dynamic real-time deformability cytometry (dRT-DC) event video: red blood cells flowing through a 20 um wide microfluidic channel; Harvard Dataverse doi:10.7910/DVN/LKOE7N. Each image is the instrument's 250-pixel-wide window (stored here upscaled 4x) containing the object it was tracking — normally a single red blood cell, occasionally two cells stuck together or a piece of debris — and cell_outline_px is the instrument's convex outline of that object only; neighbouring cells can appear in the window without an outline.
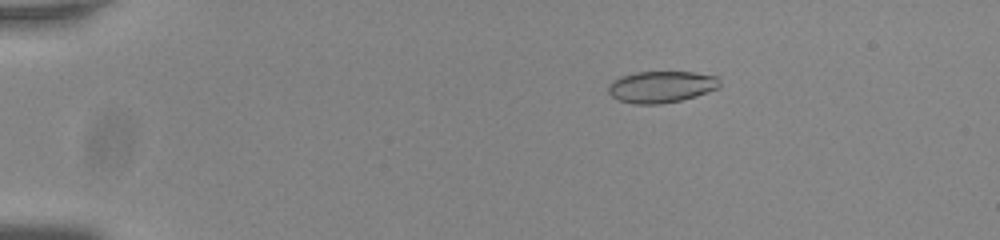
{"species": "common noctule bat (a hibernating species)", "species_latin": "Nyctalus noctula", "temperature_condition": "room temperature", "stored_images_in_passage": 56, "camera_frame_rate_fps": 3000, "um_per_image_px": 0.085, "animal": {"sex": "male", "body_mass_g": 20.0, "forearm_length_mm": 53.3}, "frame": {"image": 1, "passage_image": 11, "time_ms": 3.333, "image_size_px": [1000, 240], "cell_outline_px": [[720, 88], [696, 96], [680, 100], [660, 104], [636, 104], [620, 100], [612, 96], [608, 92], [608, 84], [612, 80], [620, 76], [636, 72], [692, 72], [716, 76], [720, 80]], "centroid_in_image_um": [56.21, 7.37], "position_along_channel_um": 28.8, "area_um2": 20.58}}
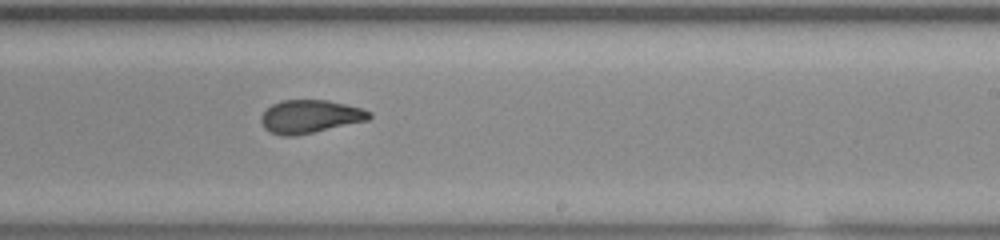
{"frame": {"image": 2, "passage_image": 36, "time_ms": 11.667, "image_size_px": [1000, 240], "cell_outline_px": [[372, 116], [368, 120], [312, 132], [292, 136], [280, 136], [268, 132], [264, 128], [260, 120], [260, 116], [272, 104], [280, 100], [328, 100], [360, 108], [372, 112]], "centroid_in_image_um": [26.31, 9.9], "position_along_channel_um": 262.7, "area_um2": 20.81}}
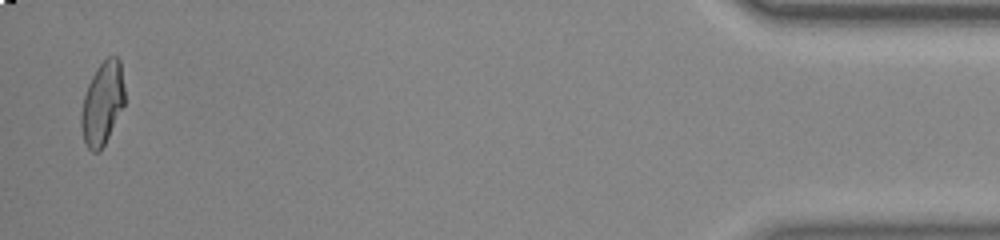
{"frame": {"image": 3, "passage_image": 55, "time_ms": 18.0, "image_size_px": [1000, 240], "cell_outline_px": [[124, 104], [100, 152], [92, 152], [88, 148], [84, 140], [80, 124], [80, 112], [84, 96], [88, 84], [96, 68], [108, 56], [116, 56], [120, 60], [124, 88]], "centroid_in_image_um": [8.68, 8.77], "position_along_channel_um": 426.5, "area_um2": 20.87}, "authors_computed_cell_mechanics": {"area_um2": 21.097, "velocity_mm_per_s": 3.8103, "shape_relaxation_time_tau1_ms": null, "shape_relaxation_time_tau2_ms": 1.4478, "deformation_change_tau1": null, "deformation_change_tau2": 0.0768}}